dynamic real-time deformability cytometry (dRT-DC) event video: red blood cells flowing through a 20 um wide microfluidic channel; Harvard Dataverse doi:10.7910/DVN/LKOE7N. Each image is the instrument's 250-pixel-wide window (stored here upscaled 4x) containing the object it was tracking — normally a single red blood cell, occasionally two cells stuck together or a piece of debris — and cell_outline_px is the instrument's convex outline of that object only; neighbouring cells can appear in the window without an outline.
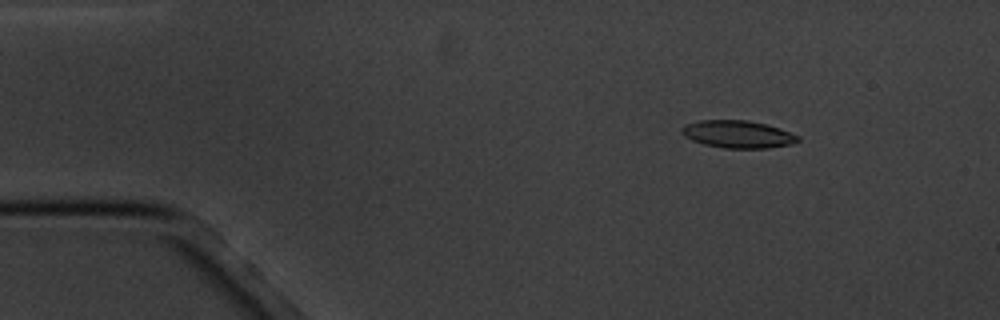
{"species": "common noctule bat (a hibernating species)", "species_latin": "Nyctalus noctula", "temperature_condition": "cold", "stored_images_in_passage": 9, "camera_frame_rate_fps": 3000, "um_per_image_px": 0.085, "animal": {"sex": "male", "body_mass_g": 20.1, "forearm_length_mm": 53.5}, "frame": {"image": 1, "passage_image": 1, "time_ms": 0.0, "image_size_px": [1000, 320], "cell_outline_px": [[800, 140], [792, 144], [768, 148], [724, 148], [704, 144], [692, 140], [684, 136], [680, 132], [680, 128], [684, 124], [700, 120], [748, 120], [780, 128], [800, 136]], "centroid_in_image_um": [62.7, 11.41], "position_along_channel_um": 22.3, "area_um2": 18.73}}
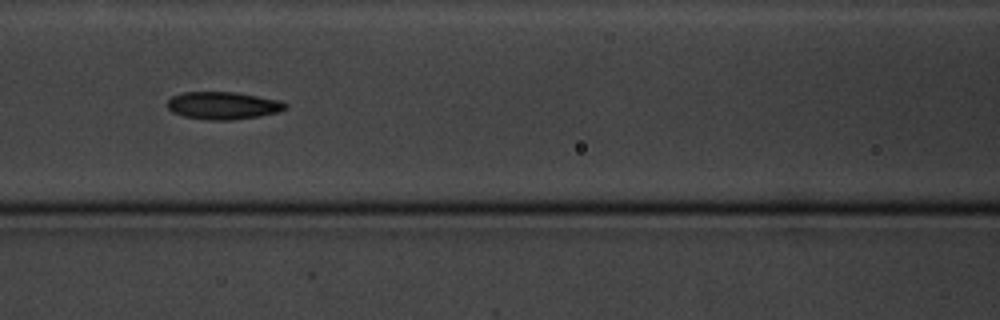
{"frame": {"image": 2, "passage_image": 6, "time_ms": 5.667, "image_size_px": [1000, 320], "cell_outline_px": [[288, 108], [276, 112], [260, 116], [228, 120], [208, 120], [184, 116], [172, 112], [168, 108], [168, 100], [172, 96], [184, 92], [236, 92], [280, 100], [288, 104]], "centroid_in_image_um": [18.97, 8.96], "position_along_channel_um": 147.6, "area_um2": 18.9}}
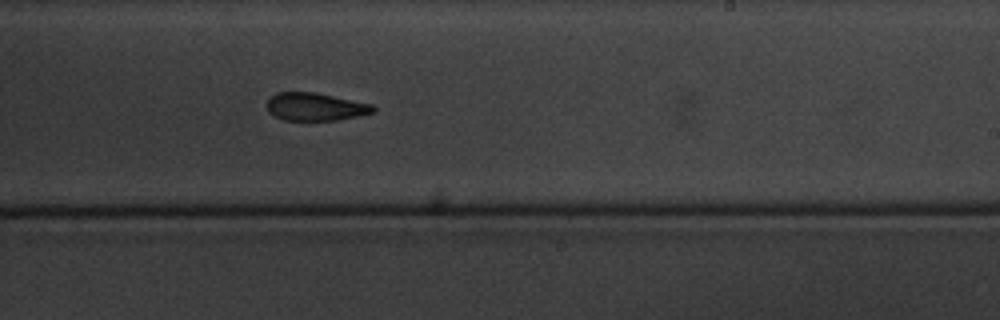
{"frame": {"image": 3, "passage_image": 9, "time_ms": 9.0, "image_size_px": [1000, 320], "cell_outline_px": [[376, 112], [336, 120], [284, 120], [268, 112], [268, 100], [276, 92], [316, 92], [372, 104], [376, 108]], "centroid_in_image_um": [26.83, 9.07], "position_along_channel_um": 262.2, "area_um2": 17.17}}